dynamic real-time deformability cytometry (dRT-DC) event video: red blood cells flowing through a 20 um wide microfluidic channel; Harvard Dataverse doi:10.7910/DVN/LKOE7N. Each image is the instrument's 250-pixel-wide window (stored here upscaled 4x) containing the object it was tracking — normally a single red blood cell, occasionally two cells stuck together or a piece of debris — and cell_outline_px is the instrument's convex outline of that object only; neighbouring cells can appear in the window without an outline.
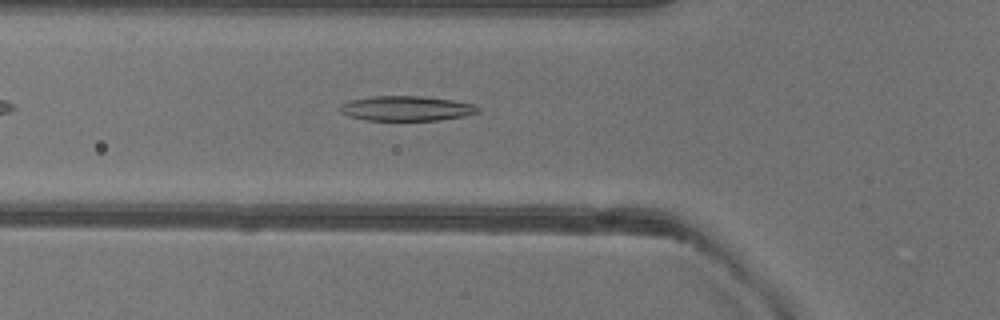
{"species": "common noctule bat (a hibernating species)", "species_latin": "Nyctalus noctula", "temperature_condition": "warm", "stored_images_in_passage": 35, "camera_frame_rate_fps": 3000, "um_per_image_px": 0.085, "animal": {"sex": "female"}, "frame": {"image": 1, "passage_image": 4, "time_ms": 1.0, "image_size_px": [1000, 320], "cell_outline_px": [[480, 112], [464, 116], [440, 120], [364, 120], [348, 116], [340, 112], [340, 104], [352, 100], [372, 96], [420, 96], [452, 100], [476, 104], [480, 108]], "centroid_in_image_um": [34.57, 9.22], "position_along_channel_um": 91.2, "area_um2": 20.06}}
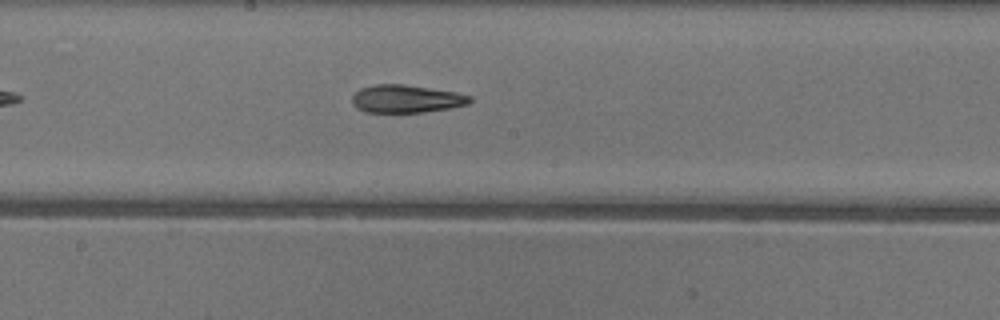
{"frame": {"image": 2, "passage_image": 13, "time_ms": 4.0, "image_size_px": [1000, 320], "cell_outline_px": [[472, 100], [468, 104], [452, 108], [424, 112], [364, 112], [356, 108], [352, 104], [352, 96], [360, 88], [376, 84], [404, 84], [456, 92], [472, 96]], "centroid_in_image_um": [34.53, 8.4], "position_along_channel_um": 213.7, "area_um2": 19.25}}
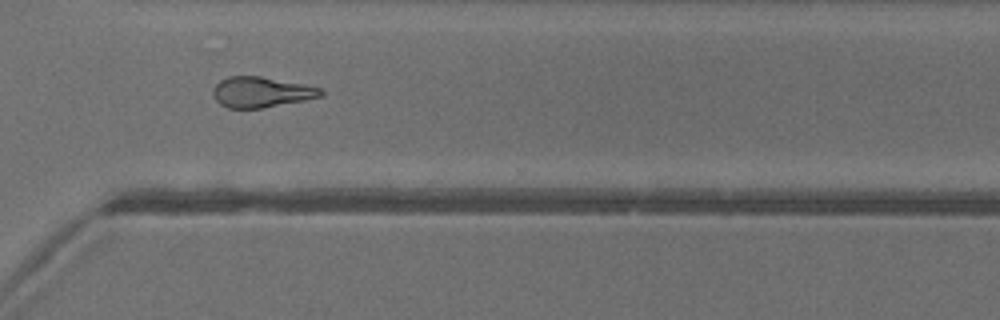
{"frame": {"image": 3, "passage_image": 23, "time_ms": 7.333, "image_size_px": [1000, 320], "cell_outline_px": [[324, 96], [304, 100], [260, 108], [228, 108], [220, 104], [216, 100], [212, 92], [212, 88], [220, 80], [228, 76], [260, 76], [304, 84], [324, 88]], "centroid_in_image_um": [22.22, 7.82], "position_along_channel_um": 348.4, "area_um2": 19.25}, "authors_computed_cell_mechanics": {"area_um2": 19.652, "velocity_mm_per_s": 4.0475, "shape_relaxation_time_tau1_ms": 6.7022, "shape_relaxation_time_tau2_ms": 3.3319, "deformation_change_tau1": 0.1897, "deformation_change_tau2": 0.132}}